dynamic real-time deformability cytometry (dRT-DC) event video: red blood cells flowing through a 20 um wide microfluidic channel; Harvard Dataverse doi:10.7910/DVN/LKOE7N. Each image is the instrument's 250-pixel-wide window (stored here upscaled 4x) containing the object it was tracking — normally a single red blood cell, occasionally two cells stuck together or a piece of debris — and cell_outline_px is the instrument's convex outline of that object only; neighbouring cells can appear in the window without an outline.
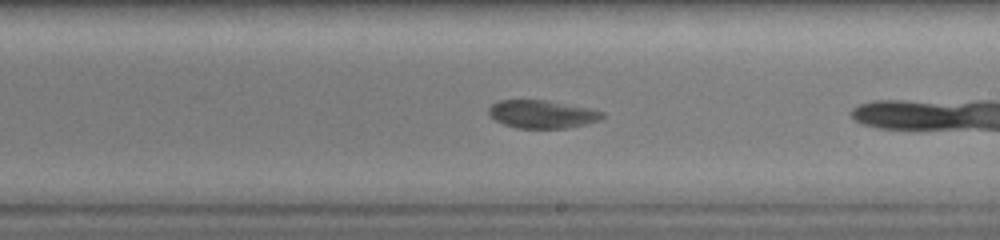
{"species": "common noctule bat (a hibernating species)", "species_latin": "Nyctalus noctula", "temperature_condition": "warm", "stored_images_in_passage": 22, "camera_frame_rate_fps": 3000, "um_per_image_px": 0.085, "animal": {"sex": "female", "body_mass_g": 19.0, "forearm_length_mm": 51.5}, "frame": {"image": 1, "passage_image": 13, "time_ms": 4.0, "image_size_px": [1000, 240], "cell_outline_px": [[604, 116], [600, 120], [568, 128], [516, 128], [504, 124], [496, 120], [488, 112], [488, 108], [492, 104], [500, 100], [548, 100], [592, 108], [604, 112]], "centroid_in_image_um": [46.11, 9.69], "position_along_channel_um": 242.9, "area_um2": 18.61}}